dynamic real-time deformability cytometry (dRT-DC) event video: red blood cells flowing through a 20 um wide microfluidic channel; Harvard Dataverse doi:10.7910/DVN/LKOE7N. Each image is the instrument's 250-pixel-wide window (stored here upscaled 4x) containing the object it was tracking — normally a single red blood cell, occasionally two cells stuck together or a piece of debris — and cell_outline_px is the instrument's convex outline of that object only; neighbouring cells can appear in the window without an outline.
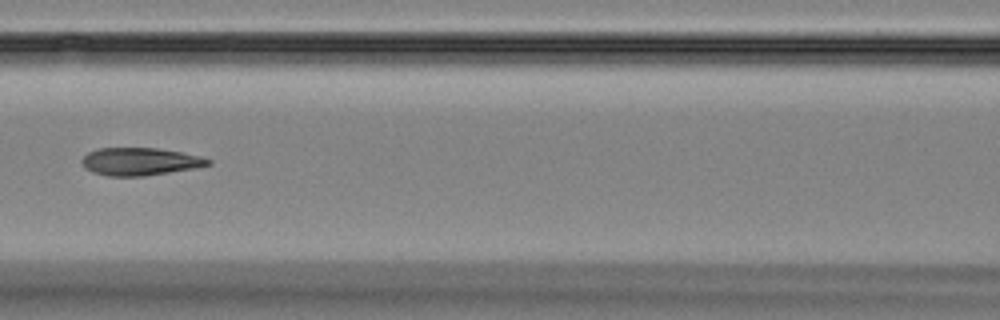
{"species": "Egyptian fruit bat (a non-hibernating species)", "species_latin": "Rousettus aegyptiacus", "temperature_condition": "room temperature", "stored_images_in_passage": 5, "camera_frame_rate_fps": 3000, "um_per_image_px": 0.085, "animal": {"sex": "female"}, "frame": {"image": 1, "passage_image": 3, "time_ms": 2.333, "image_size_px": [1000, 320], "cell_outline_px": [[212, 164], [196, 168], [144, 176], [108, 176], [92, 172], [84, 168], [80, 160], [88, 152], [96, 148], [156, 148], [180, 152], [200, 156], [212, 160]], "centroid_in_image_um": [11.88, 13.73], "position_along_channel_um": 154.7, "area_um2": 20.46}}
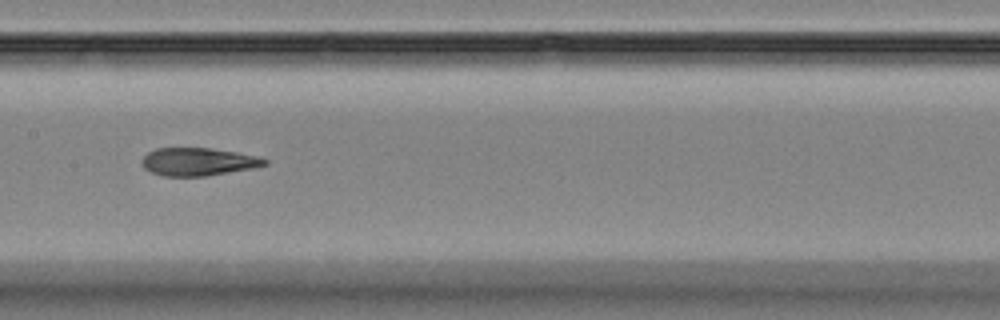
{"frame": {"image": 2, "passage_image": 4, "time_ms": 3.333, "image_size_px": [1000, 320], "cell_outline_px": [[268, 164], [252, 168], [204, 176], [160, 176], [144, 168], [144, 156], [148, 152], [156, 148], [212, 148], [260, 156], [268, 160]], "centroid_in_image_um": [16.88, 13.74], "position_along_channel_um": 190.5, "area_um2": 19.83}}
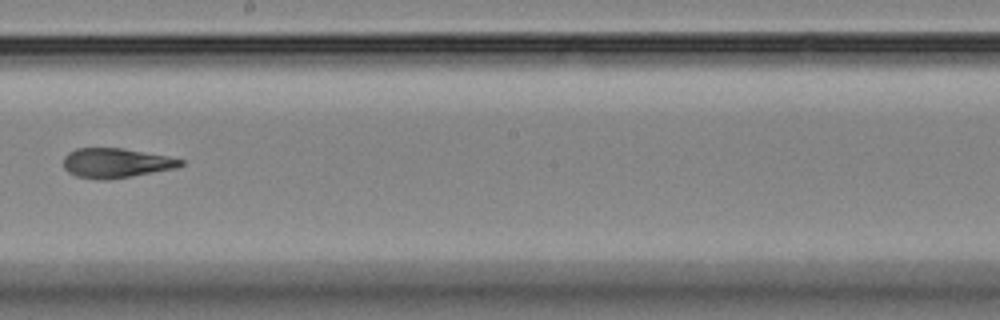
{"frame": {"image": 3, "passage_image": 5, "time_ms": 4.667, "image_size_px": [1000, 320], "cell_outline_px": [[184, 164], [176, 168], [132, 176], [108, 180], [104, 180], [76, 176], [68, 172], [64, 168], [64, 156], [68, 152], [76, 148], [124, 148], [168, 156], [184, 160]], "centroid_in_image_um": [9.86, 13.85], "position_along_channel_um": 238.3, "area_um2": 20.29}}